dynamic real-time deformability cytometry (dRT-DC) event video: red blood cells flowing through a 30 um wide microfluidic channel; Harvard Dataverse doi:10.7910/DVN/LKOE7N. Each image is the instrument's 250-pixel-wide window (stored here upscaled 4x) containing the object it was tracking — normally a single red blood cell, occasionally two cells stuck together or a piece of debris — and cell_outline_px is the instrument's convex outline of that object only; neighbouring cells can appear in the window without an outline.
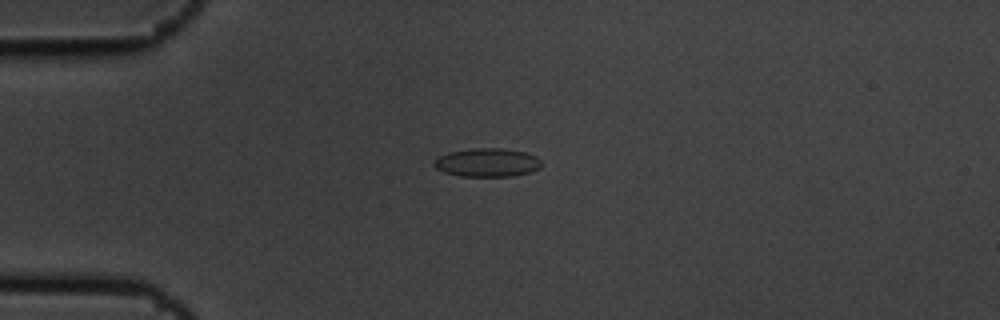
{"species": "common noctule bat (a hibernating species)", "species_latin": "Nyctalus noctula", "temperature_condition": "cold", "stored_images_in_passage": 15, "camera_frame_rate_fps": 3000, "um_per_image_px": 0.085, "animal": {"sex": "male", "body_mass_g": 19.5, "forearm_length_mm": 54.6}, "frame": {"image": 1, "passage_image": 4, "time_ms": 1.0, "image_size_px": [1000, 320], "cell_outline_px": [[544, 164], [540, 168], [528, 172], [512, 176], [460, 176], [444, 172], [436, 168], [432, 164], [440, 156], [448, 152], [472, 148], [500, 148], [524, 152], [536, 156]], "centroid_in_image_um": [41.42, 13.81], "position_along_channel_um": 43.6, "area_um2": 17.8}}
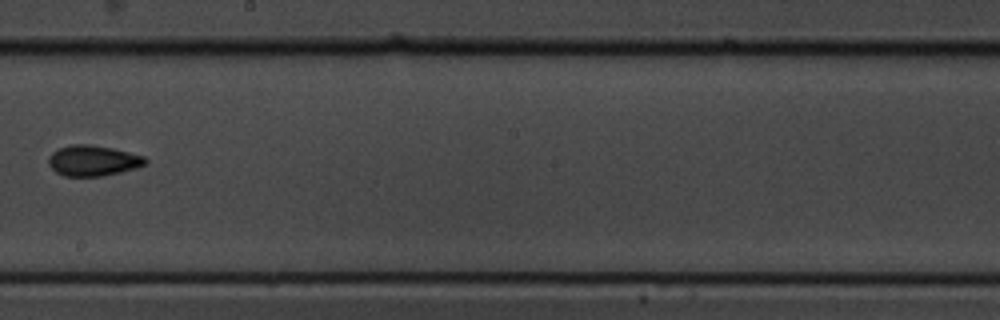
{"frame": {"image": 2, "passage_image": 9, "time_ms": 2.667, "image_size_px": [1000, 320], "cell_outline_px": [[148, 164], [136, 168], [104, 176], [64, 176], [56, 172], [48, 164], [48, 160], [52, 152], [60, 148], [72, 144], [88, 144], [112, 148], [144, 156], [148, 160]], "centroid_in_image_um": [7.93, 13.66], "position_along_channel_um": 240.3, "area_um2": 17.28}}
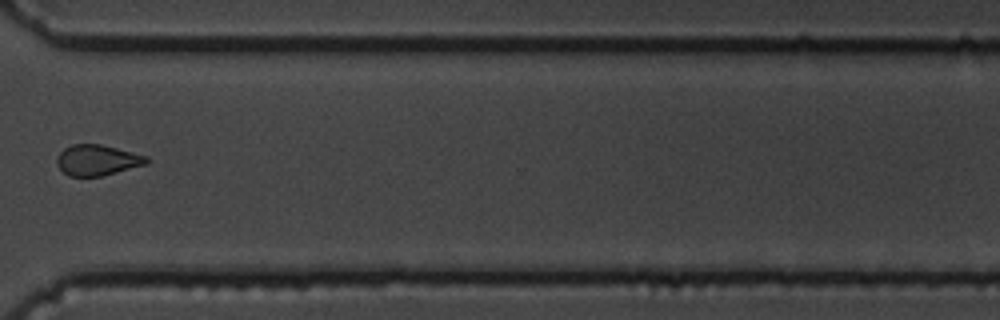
{"frame": {"image": 3, "passage_image": 12, "time_ms": 3.667, "image_size_px": [1000, 320], "cell_outline_px": [[152, 160], [148, 164], [100, 176], [68, 176], [56, 164], [56, 156], [64, 148], [72, 144], [100, 144], [148, 156]], "centroid_in_image_um": [8.28, 13.6], "position_along_channel_um": 362.3, "area_um2": 16.13}}